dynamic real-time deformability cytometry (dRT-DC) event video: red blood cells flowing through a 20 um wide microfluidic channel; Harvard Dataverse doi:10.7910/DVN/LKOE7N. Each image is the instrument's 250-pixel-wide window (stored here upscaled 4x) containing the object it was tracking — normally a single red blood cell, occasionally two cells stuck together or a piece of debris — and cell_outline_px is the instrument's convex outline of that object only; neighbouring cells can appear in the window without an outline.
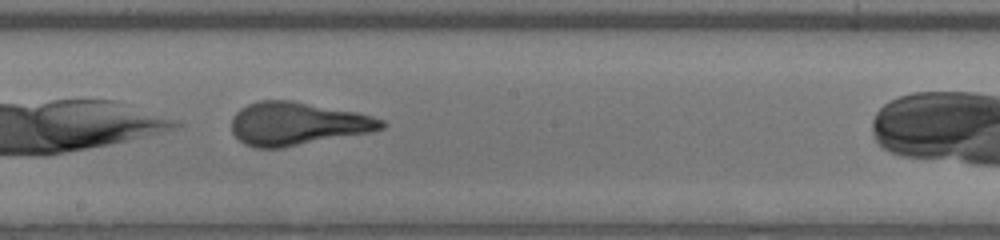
{"species": "human", "species_latin": "Homo sapiens", "temperature_condition": "warm", "stored_images_in_passage": 27, "camera_frame_rate_fps": 3000, "um_per_image_px": 0.085, "donor": {"sex": "male"}, "frame": {"image": 1, "passage_image": 12, "time_ms": 3.667, "image_size_px": [1000, 240], "cell_outline_px": [[388, 124], [384, 128], [368, 132], [280, 148], [256, 148], [244, 144], [232, 132], [232, 116], [240, 108], [248, 104], [260, 100], [292, 100], [356, 112], [372, 116], [384, 120]], "centroid_in_image_um": [25.25, 10.5], "position_along_channel_um": 222.9, "area_um2": 37.45}, "authors_computed_cell_mechanics": {"area_um2": 37.859, "velocity_mm_per_s": 4.3155, "shape_relaxation_time_tau1_ms": 4.8638, "shape_relaxation_time_tau2_ms": null, "deformation_change_tau1": 0.2473, "deformation_change_tau2": null}}